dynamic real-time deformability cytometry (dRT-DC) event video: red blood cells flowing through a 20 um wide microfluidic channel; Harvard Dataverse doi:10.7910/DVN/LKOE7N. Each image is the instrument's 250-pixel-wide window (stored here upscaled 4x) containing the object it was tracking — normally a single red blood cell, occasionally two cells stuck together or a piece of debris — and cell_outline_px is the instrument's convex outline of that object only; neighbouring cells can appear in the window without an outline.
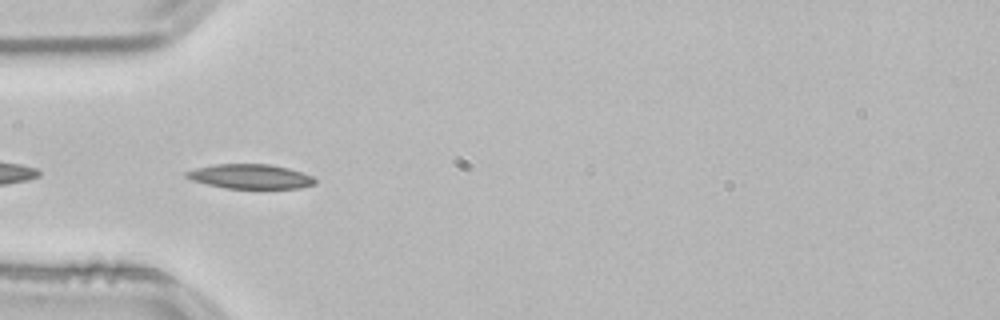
{"species": "common noctule bat (a hibernating species)", "species_latin": "Nyctalus noctula", "temperature_condition": "room temperature", "stored_images_in_passage": 8, "camera_frame_rate_fps": 3000, "um_per_image_px": 0.085, "animal": {"sex": "male", "body_mass_g": 21.5, "forearm_length_mm": 52.0}, "frame": {"image": 1, "passage_image": 2, "time_ms": 0.333, "image_size_px": [1000, 320], "cell_outline_px": [[316, 184], [300, 188], [224, 188], [192, 180], [184, 176], [184, 172], [196, 168], [216, 164], [272, 164], [288, 168], [312, 176], [316, 180]], "centroid_in_image_um": [21.27, 15.0], "position_along_channel_um": 63.7, "area_um2": 18.32}}